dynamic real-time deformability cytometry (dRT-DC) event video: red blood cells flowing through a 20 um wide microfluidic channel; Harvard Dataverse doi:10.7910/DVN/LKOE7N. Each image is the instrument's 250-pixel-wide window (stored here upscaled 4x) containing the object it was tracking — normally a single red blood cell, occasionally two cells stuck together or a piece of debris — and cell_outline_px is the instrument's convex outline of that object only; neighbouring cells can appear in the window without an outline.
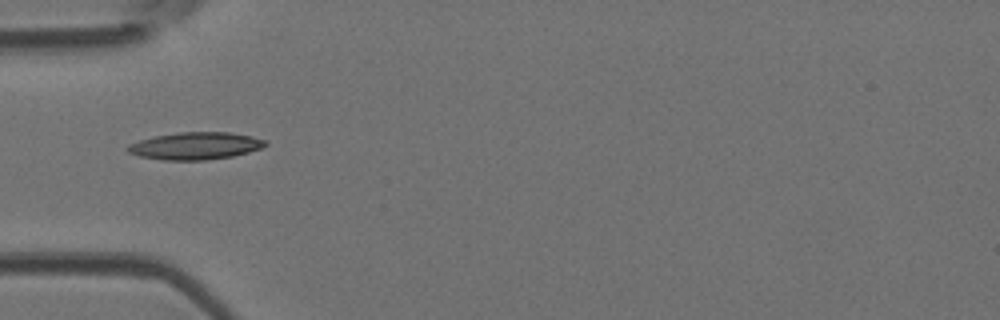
{"species": "Egyptian fruit bat (a non-hibernating species)", "species_latin": "Rousettus aegyptiacus", "temperature_condition": "room temperature", "stored_images_in_passage": 1, "camera_frame_rate_fps": 3000, "um_per_image_px": 0.085, "animal": {"sex": "female"}, "frame": {"image": 1, "passage_image": 1, "time_ms": 0.0, "image_size_px": [1000, 320], "cell_outline_px": [[268, 144], [260, 148], [248, 152], [232, 156], [204, 160], [164, 160], [140, 156], [128, 152], [124, 148], [128, 144], [140, 140], [156, 136], [176, 132], [228, 132], [252, 136], [268, 140]], "centroid_in_image_um": [16.61, 12.39], "position_along_channel_um": 68.4, "area_um2": 21.91}}